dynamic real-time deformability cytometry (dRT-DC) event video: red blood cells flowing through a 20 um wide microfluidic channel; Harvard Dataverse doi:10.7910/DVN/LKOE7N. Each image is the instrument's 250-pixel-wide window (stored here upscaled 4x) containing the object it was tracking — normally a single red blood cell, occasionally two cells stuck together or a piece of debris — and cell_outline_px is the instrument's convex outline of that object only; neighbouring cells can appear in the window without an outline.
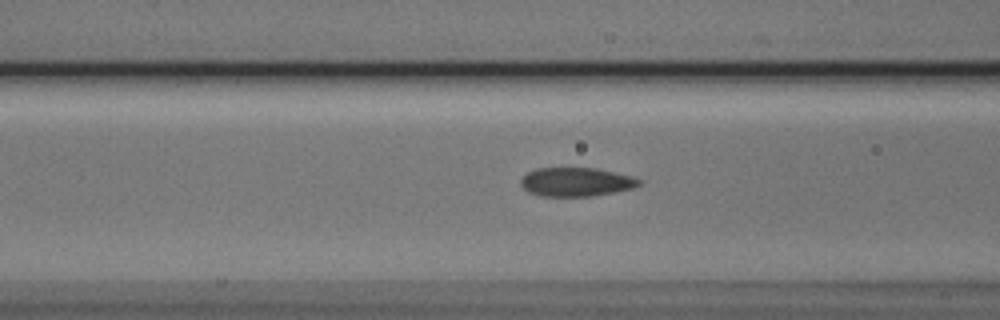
{"species": "Egyptian fruit bat (a non-hibernating species)", "species_latin": "Rousettus aegyptiacus", "temperature_condition": "cold", "stored_images_in_passage": 35, "camera_frame_rate_fps": 3000, "um_per_image_px": 0.085, "animal": {"sex": "male"}, "frame": {"image": 1, "passage_image": 12, "time_ms": 3.667, "image_size_px": [1000, 320], "cell_outline_px": [[640, 184], [632, 188], [592, 196], [540, 196], [528, 192], [520, 184], [520, 180], [528, 172], [536, 168], [596, 168], [628, 176], [640, 180]], "centroid_in_image_um": [48.9, 15.47], "position_along_channel_um": 117.7, "area_um2": 19.54}}
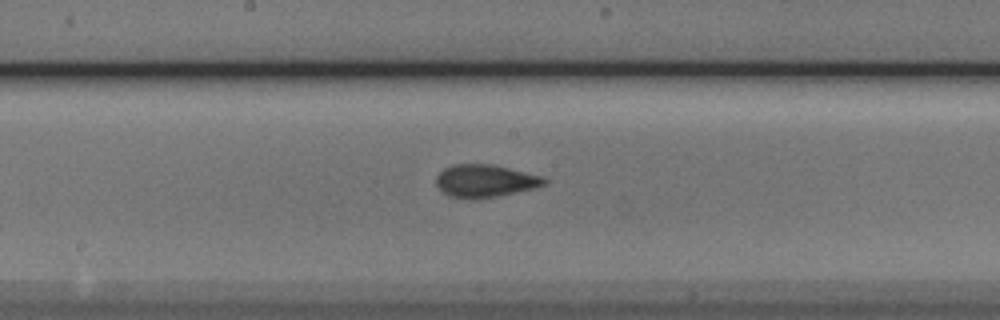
{"frame": {"image": 2, "passage_image": 19, "time_ms": 6.0, "image_size_px": [1000, 320], "cell_outline_px": [[548, 180], [544, 184], [532, 188], [496, 196], [472, 200], [448, 196], [436, 184], [436, 176], [444, 168], [452, 164], [492, 164], [544, 176]], "centroid_in_image_um": [41.2, 15.37], "position_along_channel_um": 207.0, "area_um2": 20.52}}
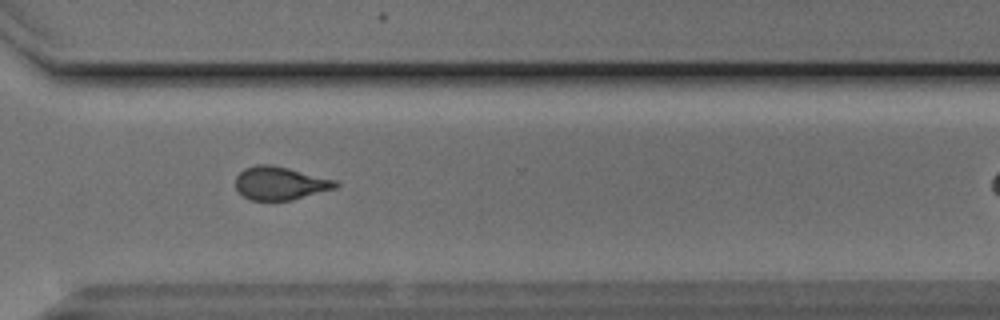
{"frame": {"image": 3, "passage_image": 30, "time_ms": 9.667, "image_size_px": [1000, 320], "cell_outline_px": [[340, 184], [336, 188], [292, 200], [252, 200], [244, 196], [236, 188], [236, 176], [244, 168], [256, 164], [272, 164], [336, 180]], "centroid_in_image_um": [23.81, 15.56], "position_along_channel_um": 346.8, "area_um2": 19.31}}